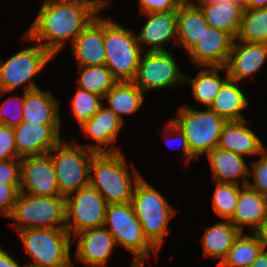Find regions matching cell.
Here are the masks:
<instances>
[{"instance_id": "obj_12", "label": "cell", "mask_w": 267, "mask_h": 267, "mask_svg": "<svg viewBox=\"0 0 267 267\" xmlns=\"http://www.w3.org/2000/svg\"><path fill=\"white\" fill-rule=\"evenodd\" d=\"M145 52V54H144ZM140 57L135 85L143 92L185 85V74L175 61L174 55L167 51H143Z\"/></svg>"}, {"instance_id": "obj_18", "label": "cell", "mask_w": 267, "mask_h": 267, "mask_svg": "<svg viewBox=\"0 0 267 267\" xmlns=\"http://www.w3.org/2000/svg\"><path fill=\"white\" fill-rule=\"evenodd\" d=\"M72 52L77 65H105L104 18L100 13L72 42Z\"/></svg>"}, {"instance_id": "obj_8", "label": "cell", "mask_w": 267, "mask_h": 267, "mask_svg": "<svg viewBox=\"0 0 267 267\" xmlns=\"http://www.w3.org/2000/svg\"><path fill=\"white\" fill-rule=\"evenodd\" d=\"M104 226L113 235L116 244L133 254V262H145L151 251L158 255L159 251L144 236L131 202L108 204Z\"/></svg>"}, {"instance_id": "obj_42", "label": "cell", "mask_w": 267, "mask_h": 267, "mask_svg": "<svg viewBox=\"0 0 267 267\" xmlns=\"http://www.w3.org/2000/svg\"><path fill=\"white\" fill-rule=\"evenodd\" d=\"M162 136H164V142L168 145V141L170 142V136L173 137L176 135L175 138L181 140L180 147H182L183 158L186 163L190 162L195 157L191 154V150L188 145V141L184 133L180 130V128L173 123L171 119L168 120L166 127L164 128ZM176 133V134H175ZM176 140V139H175ZM172 141V140H171ZM179 147V148H180Z\"/></svg>"}, {"instance_id": "obj_45", "label": "cell", "mask_w": 267, "mask_h": 267, "mask_svg": "<svg viewBox=\"0 0 267 267\" xmlns=\"http://www.w3.org/2000/svg\"><path fill=\"white\" fill-rule=\"evenodd\" d=\"M244 9H260L267 7V0H242Z\"/></svg>"}, {"instance_id": "obj_17", "label": "cell", "mask_w": 267, "mask_h": 267, "mask_svg": "<svg viewBox=\"0 0 267 267\" xmlns=\"http://www.w3.org/2000/svg\"><path fill=\"white\" fill-rule=\"evenodd\" d=\"M123 123L117 115L102 105L93 117L80 126L84 137H90L97 143L86 147L97 153L119 152L114 143Z\"/></svg>"}, {"instance_id": "obj_10", "label": "cell", "mask_w": 267, "mask_h": 267, "mask_svg": "<svg viewBox=\"0 0 267 267\" xmlns=\"http://www.w3.org/2000/svg\"><path fill=\"white\" fill-rule=\"evenodd\" d=\"M35 44L5 61L0 59V97L7 92H14L20 86H24L25 92L40 88L33 81V77L40 73L54 56L39 43Z\"/></svg>"}, {"instance_id": "obj_31", "label": "cell", "mask_w": 267, "mask_h": 267, "mask_svg": "<svg viewBox=\"0 0 267 267\" xmlns=\"http://www.w3.org/2000/svg\"><path fill=\"white\" fill-rule=\"evenodd\" d=\"M234 240L226 257L222 260L218 267H249L262 251L263 244L254 233L250 235L243 234Z\"/></svg>"}, {"instance_id": "obj_6", "label": "cell", "mask_w": 267, "mask_h": 267, "mask_svg": "<svg viewBox=\"0 0 267 267\" xmlns=\"http://www.w3.org/2000/svg\"><path fill=\"white\" fill-rule=\"evenodd\" d=\"M61 139L49 152L58 182L60 196L66 198L89 185L90 164L97 153L75 140Z\"/></svg>"}, {"instance_id": "obj_28", "label": "cell", "mask_w": 267, "mask_h": 267, "mask_svg": "<svg viewBox=\"0 0 267 267\" xmlns=\"http://www.w3.org/2000/svg\"><path fill=\"white\" fill-rule=\"evenodd\" d=\"M240 233L229 220L207 227L201 237L205 257L218 258L220 264Z\"/></svg>"}, {"instance_id": "obj_14", "label": "cell", "mask_w": 267, "mask_h": 267, "mask_svg": "<svg viewBox=\"0 0 267 267\" xmlns=\"http://www.w3.org/2000/svg\"><path fill=\"white\" fill-rule=\"evenodd\" d=\"M72 239L77 240L75 258L85 267H108L116 241L105 226L83 230Z\"/></svg>"}, {"instance_id": "obj_35", "label": "cell", "mask_w": 267, "mask_h": 267, "mask_svg": "<svg viewBox=\"0 0 267 267\" xmlns=\"http://www.w3.org/2000/svg\"><path fill=\"white\" fill-rule=\"evenodd\" d=\"M103 98L96 94L90 93L82 88H77L75 95L71 100V110L76 121L81 126L83 123L93 117L103 105Z\"/></svg>"}, {"instance_id": "obj_38", "label": "cell", "mask_w": 267, "mask_h": 267, "mask_svg": "<svg viewBox=\"0 0 267 267\" xmlns=\"http://www.w3.org/2000/svg\"><path fill=\"white\" fill-rule=\"evenodd\" d=\"M20 159L17 155L14 128L0 123V161Z\"/></svg>"}, {"instance_id": "obj_15", "label": "cell", "mask_w": 267, "mask_h": 267, "mask_svg": "<svg viewBox=\"0 0 267 267\" xmlns=\"http://www.w3.org/2000/svg\"><path fill=\"white\" fill-rule=\"evenodd\" d=\"M60 126L22 122L14 127L18 157L47 154L61 140Z\"/></svg>"}, {"instance_id": "obj_16", "label": "cell", "mask_w": 267, "mask_h": 267, "mask_svg": "<svg viewBox=\"0 0 267 267\" xmlns=\"http://www.w3.org/2000/svg\"><path fill=\"white\" fill-rule=\"evenodd\" d=\"M234 38L221 29L208 26L195 46L188 52L195 67H225Z\"/></svg>"}, {"instance_id": "obj_32", "label": "cell", "mask_w": 267, "mask_h": 267, "mask_svg": "<svg viewBox=\"0 0 267 267\" xmlns=\"http://www.w3.org/2000/svg\"><path fill=\"white\" fill-rule=\"evenodd\" d=\"M77 66L79 69L78 87L102 98L118 82L105 65Z\"/></svg>"}, {"instance_id": "obj_7", "label": "cell", "mask_w": 267, "mask_h": 267, "mask_svg": "<svg viewBox=\"0 0 267 267\" xmlns=\"http://www.w3.org/2000/svg\"><path fill=\"white\" fill-rule=\"evenodd\" d=\"M177 117L171 119L187 138L191 154L199 158L218 145L224 124V118L211 108L204 111L183 104L176 112Z\"/></svg>"}, {"instance_id": "obj_1", "label": "cell", "mask_w": 267, "mask_h": 267, "mask_svg": "<svg viewBox=\"0 0 267 267\" xmlns=\"http://www.w3.org/2000/svg\"><path fill=\"white\" fill-rule=\"evenodd\" d=\"M109 0H45L24 38L39 43L54 57L71 44Z\"/></svg>"}, {"instance_id": "obj_21", "label": "cell", "mask_w": 267, "mask_h": 267, "mask_svg": "<svg viewBox=\"0 0 267 267\" xmlns=\"http://www.w3.org/2000/svg\"><path fill=\"white\" fill-rule=\"evenodd\" d=\"M198 2L209 26L221 29L236 38L244 10L239 0H193Z\"/></svg>"}, {"instance_id": "obj_20", "label": "cell", "mask_w": 267, "mask_h": 267, "mask_svg": "<svg viewBox=\"0 0 267 267\" xmlns=\"http://www.w3.org/2000/svg\"><path fill=\"white\" fill-rule=\"evenodd\" d=\"M142 15L148 16L140 33L136 35L142 51H145L142 44L150 46L148 51H167L164 45L177 38V10Z\"/></svg>"}, {"instance_id": "obj_29", "label": "cell", "mask_w": 267, "mask_h": 267, "mask_svg": "<svg viewBox=\"0 0 267 267\" xmlns=\"http://www.w3.org/2000/svg\"><path fill=\"white\" fill-rule=\"evenodd\" d=\"M237 81L229 79L218 93L210 108L226 121L246 119L242 111L249 106L245 91L238 86Z\"/></svg>"}, {"instance_id": "obj_44", "label": "cell", "mask_w": 267, "mask_h": 267, "mask_svg": "<svg viewBox=\"0 0 267 267\" xmlns=\"http://www.w3.org/2000/svg\"><path fill=\"white\" fill-rule=\"evenodd\" d=\"M26 267H28L25 264ZM24 266V267H25ZM0 267H23L8 252L0 247Z\"/></svg>"}, {"instance_id": "obj_40", "label": "cell", "mask_w": 267, "mask_h": 267, "mask_svg": "<svg viewBox=\"0 0 267 267\" xmlns=\"http://www.w3.org/2000/svg\"><path fill=\"white\" fill-rule=\"evenodd\" d=\"M185 0H139L141 14L178 10Z\"/></svg>"}, {"instance_id": "obj_27", "label": "cell", "mask_w": 267, "mask_h": 267, "mask_svg": "<svg viewBox=\"0 0 267 267\" xmlns=\"http://www.w3.org/2000/svg\"><path fill=\"white\" fill-rule=\"evenodd\" d=\"M226 71L225 78L219 71ZM230 79L226 67L202 66L194 78L185 76V83L191 85L193 98L206 108H210L223 85Z\"/></svg>"}, {"instance_id": "obj_11", "label": "cell", "mask_w": 267, "mask_h": 267, "mask_svg": "<svg viewBox=\"0 0 267 267\" xmlns=\"http://www.w3.org/2000/svg\"><path fill=\"white\" fill-rule=\"evenodd\" d=\"M108 203L90 185L65 198V228L73 237L77 233L104 226Z\"/></svg>"}, {"instance_id": "obj_2", "label": "cell", "mask_w": 267, "mask_h": 267, "mask_svg": "<svg viewBox=\"0 0 267 267\" xmlns=\"http://www.w3.org/2000/svg\"><path fill=\"white\" fill-rule=\"evenodd\" d=\"M128 168L121 151L96 153L90 164L89 185L108 204L131 202L135 185L142 176L133 166L132 178Z\"/></svg>"}, {"instance_id": "obj_23", "label": "cell", "mask_w": 267, "mask_h": 267, "mask_svg": "<svg viewBox=\"0 0 267 267\" xmlns=\"http://www.w3.org/2000/svg\"><path fill=\"white\" fill-rule=\"evenodd\" d=\"M206 156L212 169L214 182L247 185L250 168L243 156L218 146L209 151ZM238 179L241 180V184Z\"/></svg>"}, {"instance_id": "obj_4", "label": "cell", "mask_w": 267, "mask_h": 267, "mask_svg": "<svg viewBox=\"0 0 267 267\" xmlns=\"http://www.w3.org/2000/svg\"><path fill=\"white\" fill-rule=\"evenodd\" d=\"M24 251L33 261L28 267H74L71 238L66 228H29L18 230Z\"/></svg>"}, {"instance_id": "obj_30", "label": "cell", "mask_w": 267, "mask_h": 267, "mask_svg": "<svg viewBox=\"0 0 267 267\" xmlns=\"http://www.w3.org/2000/svg\"><path fill=\"white\" fill-rule=\"evenodd\" d=\"M144 98L143 92L133 81H125L117 82L103 100L109 104L106 107L124 122L123 116L137 112L142 107Z\"/></svg>"}, {"instance_id": "obj_34", "label": "cell", "mask_w": 267, "mask_h": 267, "mask_svg": "<svg viewBox=\"0 0 267 267\" xmlns=\"http://www.w3.org/2000/svg\"><path fill=\"white\" fill-rule=\"evenodd\" d=\"M216 183L212 207L221 219L230 220L234 214L241 187L234 183Z\"/></svg>"}, {"instance_id": "obj_24", "label": "cell", "mask_w": 267, "mask_h": 267, "mask_svg": "<svg viewBox=\"0 0 267 267\" xmlns=\"http://www.w3.org/2000/svg\"><path fill=\"white\" fill-rule=\"evenodd\" d=\"M267 211V195L252 190L250 187L241 186L232 222L241 232L249 226L253 233L260 225Z\"/></svg>"}, {"instance_id": "obj_19", "label": "cell", "mask_w": 267, "mask_h": 267, "mask_svg": "<svg viewBox=\"0 0 267 267\" xmlns=\"http://www.w3.org/2000/svg\"><path fill=\"white\" fill-rule=\"evenodd\" d=\"M267 44L248 43L234 39L226 69L230 79L240 82L260 72L266 63Z\"/></svg>"}, {"instance_id": "obj_36", "label": "cell", "mask_w": 267, "mask_h": 267, "mask_svg": "<svg viewBox=\"0 0 267 267\" xmlns=\"http://www.w3.org/2000/svg\"><path fill=\"white\" fill-rule=\"evenodd\" d=\"M23 101L24 94L20 97L18 95L8 97L0 107V123L12 128L20 125L23 122Z\"/></svg>"}, {"instance_id": "obj_43", "label": "cell", "mask_w": 267, "mask_h": 267, "mask_svg": "<svg viewBox=\"0 0 267 267\" xmlns=\"http://www.w3.org/2000/svg\"><path fill=\"white\" fill-rule=\"evenodd\" d=\"M267 249V211L258 228L253 232Z\"/></svg>"}, {"instance_id": "obj_26", "label": "cell", "mask_w": 267, "mask_h": 267, "mask_svg": "<svg viewBox=\"0 0 267 267\" xmlns=\"http://www.w3.org/2000/svg\"><path fill=\"white\" fill-rule=\"evenodd\" d=\"M209 24L193 0H185L177 10V40L187 53L195 46Z\"/></svg>"}, {"instance_id": "obj_47", "label": "cell", "mask_w": 267, "mask_h": 267, "mask_svg": "<svg viewBox=\"0 0 267 267\" xmlns=\"http://www.w3.org/2000/svg\"><path fill=\"white\" fill-rule=\"evenodd\" d=\"M130 267H145L144 262H133Z\"/></svg>"}, {"instance_id": "obj_33", "label": "cell", "mask_w": 267, "mask_h": 267, "mask_svg": "<svg viewBox=\"0 0 267 267\" xmlns=\"http://www.w3.org/2000/svg\"><path fill=\"white\" fill-rule=\"evenodd\" d=\"M236 41L267 44V7L244 9Z\"/></svg>"}, {"instance_id": "obj_13", "label": "cell", "mask_w": 267, "mask_h": 267, "mask_svg": "<svg viewBox=\"0 0 267 267\" xmlns=\"http://www.w3.org/2000/svg\"><path fill=\"white\" fill-rule=\"evenodd\" d=\"M20 192L35 196H60L51 156L20 158Z\"/></svg>"}, {"instance_id": "obj_22", "label": "cell", "mask_w": 267, "mask_h": 267, "mask_svg": "<svg viewBox=\"0 0 267 267\" xmlns=\"http://www.w3.org/2000/svg\"><path fill=\"white\" fill-rule=\"evenodd\" d=\"M246 119L227 121L222 129L218 147L241 156L261 155L266 148L257 134L246 126Z\"/></svg>"}, {"instance_id": "obj_9", "label": "cell", "mask_w": 267, "mask_h": 267, "mask_svg": "<svg viewBox=\"0 0 267 267\" xmlns=\"http://www.w3.org/2000/svg\"><path fill=\"white\" fill-rule=\"evenodd\" d=\"M10 218L16 231L29 228H65V198L19 192Z\"/></svg>"}, {"instance_id": "obj_37", "label": "cell", "mask_w": 267, "mask_h": 267, "mask_svg": "<svg viewBox=\"0 0 267 267\" xmlns=\"http://www.w3.org/2000/svg\"><path fill=\"white\" fill-rule=\"evenodd\" d=\"M267 150H265L260 159L252 161V170H249V175L253 177V183L248 180L247 186L252 190L267 195Z\"/></svg>"}, {"instance_id": "obj_5", "label": "cell", "mask_w": 267, "mask_h": 267, "mask_svg": "<svg viewBox=\"0 0 267 267\" xmlns=\"http://www.w3.org/2000/svg\"><path fill=\"white\" fill-rule=\"evenodd\" d=\"M136 34L128 28L104 18L105 66L118 82L134 81L142 49Z\"/></svg>"}, {"instance_id": "obj_3", "label": "cell", "mask_w": 267, "mask_h": 267, "mask_svg": "<svg viewBox=\"0 0 267 267\" xmlns=\"http://www.w3.org/2000/svg\"><path fill=\"white\" fill-rule=\"evenodd\" d=\"M131 203L144 236L160 251L164 237L171 232L168 225L175 215V208L144 177L137 181Z\"/></svg>"}, {"instance_id": "obj_25", "label": "cell", "mask_w": 267, "mask_h": 267, "mask_svg": "<svg viewBox=\"0 0 267 267\" xmlns=\"http://www.w3.org/2000/svg\"><path fill=\"white\" fill-rule=\"evenodd\" d=\"M59 101L51 91L36 89L24 91L23 122L39 124H61Z\"/></svg>"}, {"instance_id": "obj_41", "label": "cell", "mask_w": 267, "mask_h": 267, "mask_svg": "<svg viewBox=\"0 0 267 267\" xmlns=\"http://www.w3.org/2000/svg\"><path fill=\"white\" fill-rule=\"evenodd\" d=\"M20 185V159L0 161V184Z\"/></svg>"}, {"instance_id": "obj_46", "label": "cell", "mask_w": 267, "mask_h": 267, "mask_svg": "<svg viewBox=\"0 0 267 267\" xmlns=\"http://www.w3.org/2000/svg\"><path fill=\"white\" fill-rule=\"evenodd\" d=\"M249 267H267V249L263 248Z\"/></svg>"}, {"instance_id": "obj_39", "label": "cell", "mask_w": 267, "mask_h": 267, "mask_svg": "<svg viewBox=\"0 0 267 267\" xmlns=\"http://www.w3.org/2000/svg\"><path fill=\"white\" fill-rule=\"evenodd\" d=\"M19 192L20 185L0 184V215L10 219Z\"/></svg>"}]
</instances>
